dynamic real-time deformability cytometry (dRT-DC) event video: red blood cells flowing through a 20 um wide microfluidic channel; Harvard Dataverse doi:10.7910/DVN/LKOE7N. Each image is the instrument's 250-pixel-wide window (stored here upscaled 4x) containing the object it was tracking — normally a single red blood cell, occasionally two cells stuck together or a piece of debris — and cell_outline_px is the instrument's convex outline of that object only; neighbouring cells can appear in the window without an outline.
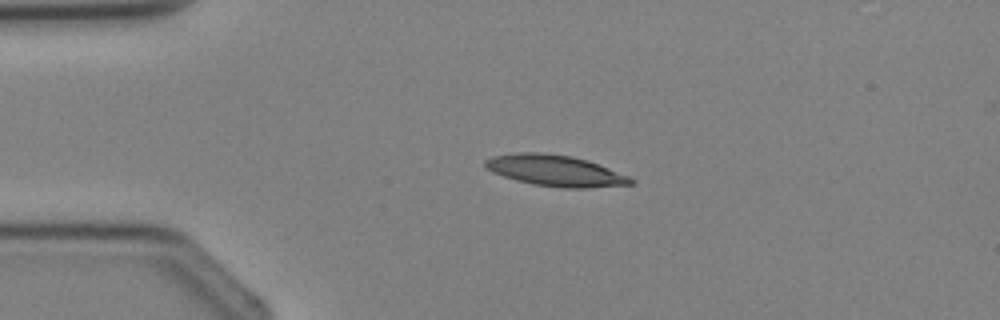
{"species": "Egyptian fruit bat (a non-hibernating species)", "species_latin": "Rousettus aegyptiacus", "temperature_condition": "cold", "stored_images_in_passage": 3, "camera_frame_rate_fps": 3000, "um_per_image_px": 0.085, "animal": {"sex": "female"}, "frame": {"image": 1, "passage_image": 2, "time_ms": 1.333, "image_size_px": [1000, 320], "cell_outline_px": [[636, 180], [632, 184], [584, 188], [564, 188], [532, 184], [516, 180], [492, 172], [484, 168], [484, 160], [492, 156], [520, 152], [540, 152], [572, 156], [588, 160], [628, 176]], "centroid_in_image_um": [47.16, 14.5], "position_along_channel_um": 37.8, "area_um2": 26.36}}